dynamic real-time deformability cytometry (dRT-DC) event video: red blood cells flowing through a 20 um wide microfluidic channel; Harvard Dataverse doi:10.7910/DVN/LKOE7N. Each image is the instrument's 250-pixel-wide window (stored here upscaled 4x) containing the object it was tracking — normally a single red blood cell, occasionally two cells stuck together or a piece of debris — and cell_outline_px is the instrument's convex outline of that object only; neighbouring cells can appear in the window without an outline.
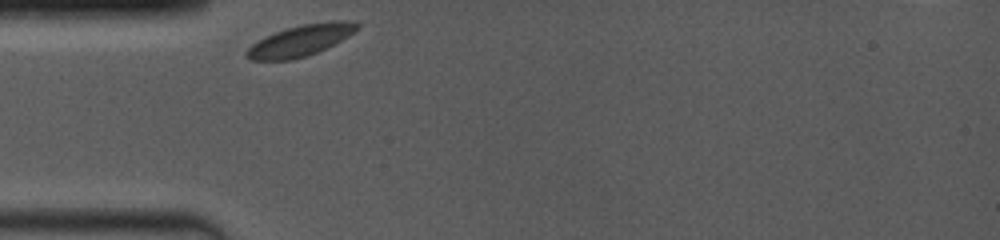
{"species": "common noctule bat (a hibernating species)", "species_latin": "Nyctalus noctula", "temperature_condition": "room temperature", "stored_images_in_passage": 1, "camera_frame_rate_fps": 4000, "um_per_image_px": 0.085, "animal": {"sex": "female", "body_mass_g": 19.0, "forearm_length_mm": 53.3}, "frame": {"image": 1, "passage_image": 1, "time_ms": 0.0, "image_size_px": [1000, 240], "cell_outline_px": [[360, 28], [348, 36], [316, 52], [292, 60], [252, 60], [244, 56], [244, 52], [252, 44], [276, 32], [288, 28], [304, 24], [332, 20], [352, 20], [360, 24]], "centroid_in_image_um": [25.57, 3.43], "position_along_channel_um": 59.4, "area_um2": 19.77}}